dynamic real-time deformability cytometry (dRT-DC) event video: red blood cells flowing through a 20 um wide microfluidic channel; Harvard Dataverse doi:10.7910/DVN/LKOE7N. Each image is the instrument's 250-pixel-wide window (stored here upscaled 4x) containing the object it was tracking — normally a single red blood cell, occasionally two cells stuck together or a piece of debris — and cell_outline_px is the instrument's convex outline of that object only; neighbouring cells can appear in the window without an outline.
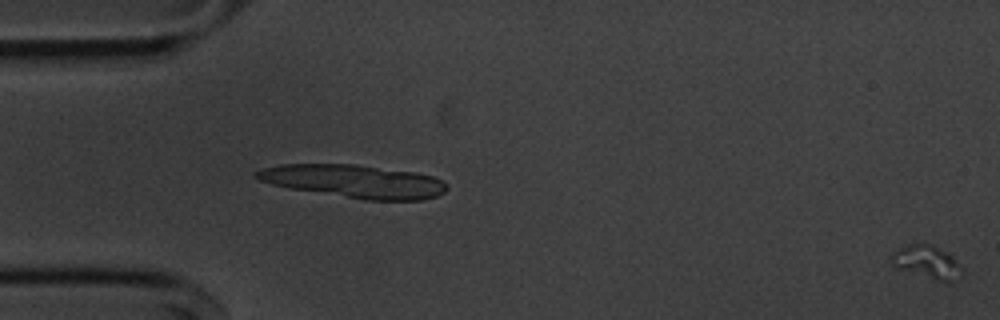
{"species": "common noctule bat (a hibernating species)", "species_latin": "Nyctalus noctula", "temperature_condition": "cold", "stored_images_in_passage": 18, "camera_frame_rate_fps": 3000, "um_per_image_px": 0.085, "animal": {"sex": "male", "body_mass_g": 20.1, "forearm_length_mm": 53.5}, "frame": {"image": 1, "passage_image": 1, "time_ms": 0.0, "image_size_px": [1000, 320], "cell_outline_px": [[964, 272], [952, 280], [936, 280], [896, 268], [888, 260], [892, 252], [908, 244], [932, 244], [948, 252], [964, 268]], "centroid_in_image_um": [78.77, 22.25], "position_along_channel_um": 6.2, "area_um2": 13.64}}